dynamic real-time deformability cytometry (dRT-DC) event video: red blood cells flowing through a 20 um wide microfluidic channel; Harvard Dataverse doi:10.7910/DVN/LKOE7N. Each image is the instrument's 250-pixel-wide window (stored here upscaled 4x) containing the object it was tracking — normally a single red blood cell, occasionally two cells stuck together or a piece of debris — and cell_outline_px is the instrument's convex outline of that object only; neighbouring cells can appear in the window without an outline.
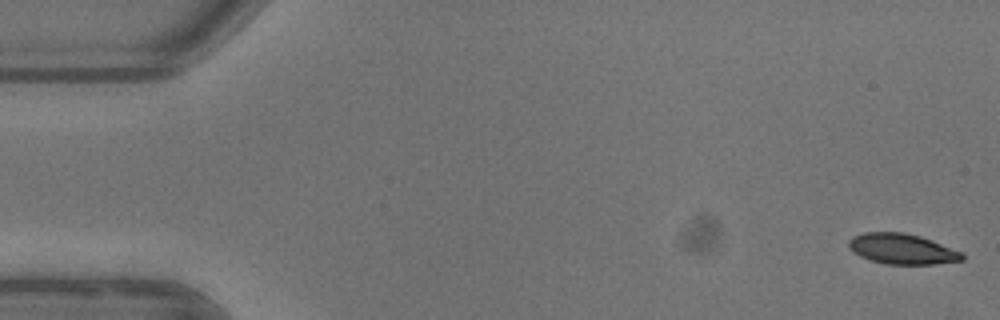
{"species": "common noctule bat (a hibernating species)", "species_latin": "Nyctalus noctula", "temperature_condition": "warm", "stored_images_in_passage": 52, "camera_frame_rate_fps": 3000, "um_per_image_px": 0.085, "animal": {"sex": "female"}, "frame": {"image": 1, "passage_image": 1, "time_ms": 0.0, "image_size_px": [1000, 320], "cell_outline_px": [[964, 260], [936, 264], [888, 264], [872, 260], [860, 256], [852, 252], [848, 248], [848, 240], [852, 236], [864, 232], [904, 232], [920, 236], [932, 240], [964, 252]], "centroid_in_image_um": [76.68, 21.15], "position_along_channel_um": 8.3, "area_um2": 20.35}}
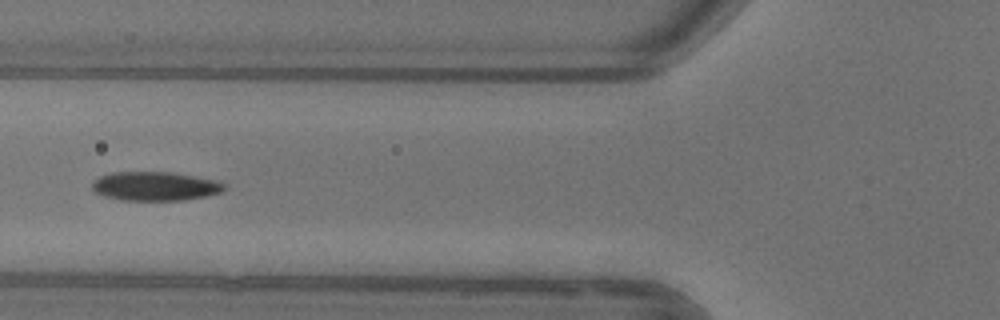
{"frame": {"image": 2, "passage_image": 20, "time_ms": 6.333, "image_size_px": [1000, 320], "cell_outline_px": [[224, 188], [220, 192], [204, 196], [184, 200], [120, 200], [104, 196], [96, 192], [92, 188], [92, 180], [100, 176], [112, 172], [172, 172], [216, 180], [224, 184]], "centroid_in_image_um": [13.13, 15.82], "position_along_channel_um": 112.7, "area_um2": 22.2}}
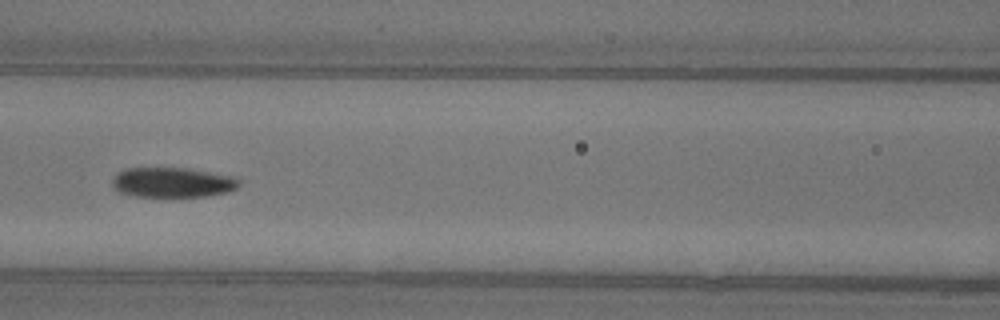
{"frame": {"image": 3, "passage_image": 23, "time_ms": 7.333, "image_size_px": [1000, 320], "cell_outline_px": [[240, 184], [236, 188], [228, 192], [208, 196], [132, 196], [120, 192], [112, 188], [112, 180], [124, 168], [188, 168], [232, 176], [240, 180]], "centroid_in_image_um": [14.66, 15.5], "position_along_channel_um": 151.9, "area_um2": 22.08}, "authors_computed_cell_mechanics": {"area_um2": 22.0796, "velocity_mm_per_s": 3.9075, "shape_relaxation_time_tau1_ms": 3.9894, "shape_relaxation_time_tau2_ms": 2.8464, "deformation_change_tau1": 0.1541, "deformation_change_tau2": 0.0727}}